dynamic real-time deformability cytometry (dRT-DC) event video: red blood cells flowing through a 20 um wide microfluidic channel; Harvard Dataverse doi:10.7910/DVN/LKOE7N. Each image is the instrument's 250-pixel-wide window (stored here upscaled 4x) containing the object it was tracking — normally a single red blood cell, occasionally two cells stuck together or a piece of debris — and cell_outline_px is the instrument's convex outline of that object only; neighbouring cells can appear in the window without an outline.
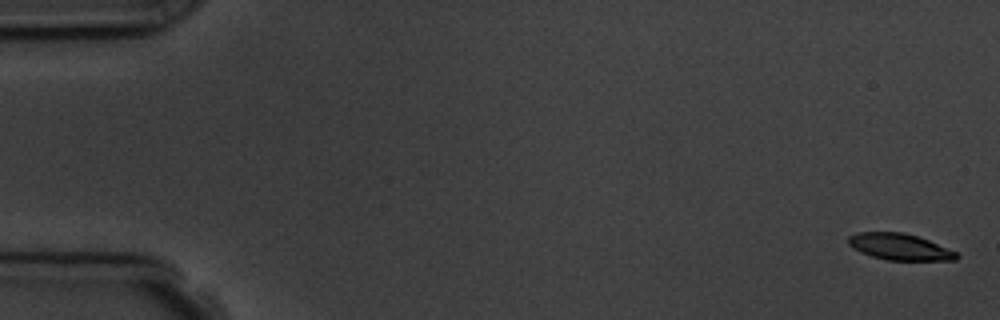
{"species": "common noctule bat (a hibernating species)", "species_latin": "Nyctalus noctula", "temperature_condition": "room temperature", "stored_images_in_passage": 6, "camera_frame_rate_fps": 3000, "um_per_image_px": 0.085, "animal": {"sex": "male", "body_mass_g": 19.5, "forearm_length_mm": 54.6}, "frame": {"image": 1, "passage_image": 1, "time_ms": 0.0, "image_size_px": [1000, 320], "cell_outline_px": [[960, 256], [956, 260], [888, 260], [872, 256], [860, 252], [848, 244], [848, 236], [856, 232], [904, 232], [928, 240], [956, 252]], "centroid_in_image_um": [76.45, 20.97], "position_along_channel_um": 8.6, "area_um2": 16.53}}
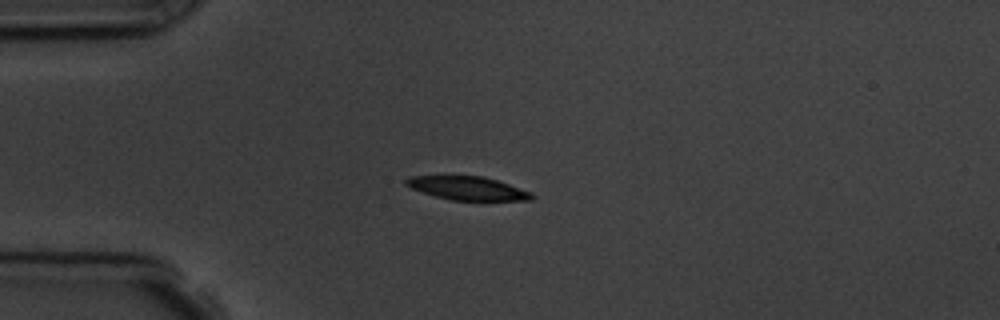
{"frame": {"image": 2, "passage_image": 4, "time_ms": 4.333, "image_size_px": [1000, 320], "cell_outline_px": [[536, 196], [532, 200], [452, 200], [436, 196], [412, 188], [404, 184], [404, 180], [408, 176], [484, 176], [532, 192]], "centroid_in_image_um": [39.76, 15.99], "position_along_channel_um": 45.2, "area_um2": 17.05}}
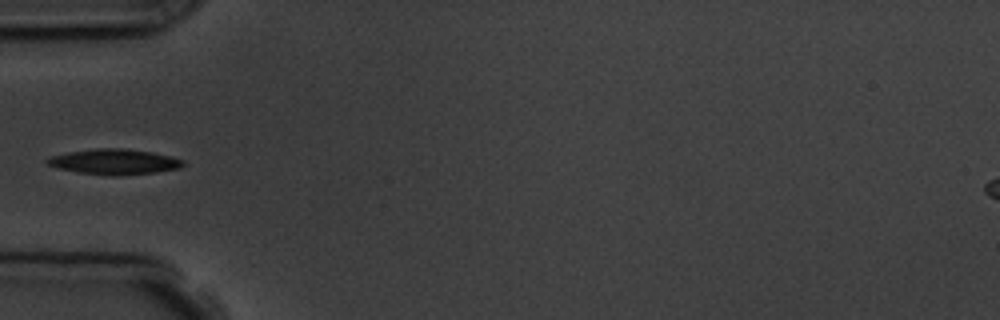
{"frame": {"image": 3, "passage_image": 5, "time_ms": 5.667, "image_size_px": [1000, 320], "cell_outline_px": [[184, 164], [180, 168], [156, 172], [120, 176], [112, 176], [80, 172], [60, 168], [48, 164], [44, 160], [52, 156], [68, 152], [96, 148], [124, 148], [152, 152], [172, 156], [184, 160]], "centroid_in_image_um": [9.77, 13.74], "position_along_channel_um": 75.2, "area_um2": 20.06}}